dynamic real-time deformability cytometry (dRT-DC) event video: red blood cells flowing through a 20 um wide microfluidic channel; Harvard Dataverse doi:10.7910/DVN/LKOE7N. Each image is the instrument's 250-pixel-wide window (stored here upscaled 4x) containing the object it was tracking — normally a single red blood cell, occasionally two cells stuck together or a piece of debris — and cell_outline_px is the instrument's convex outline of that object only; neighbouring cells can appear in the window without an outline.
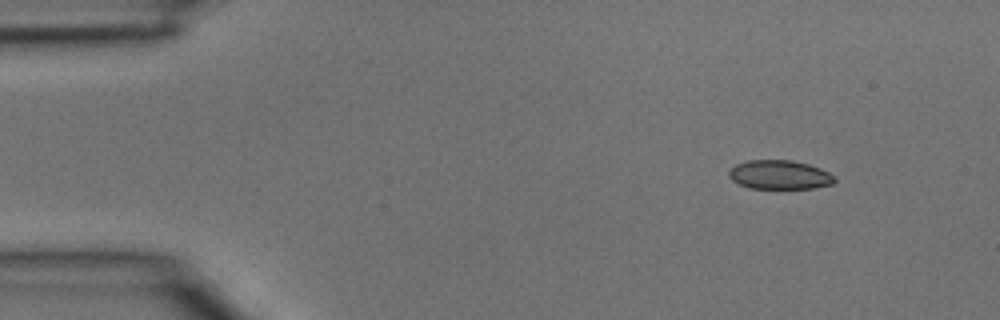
{"species": "common noctule bat (a hibernating species)", "species_latin": "Nyctalus noctula", "temperature_condition": "room temperature", "stored_images_in_passage": 3, "camera_frame_rate_fps": 3000, "um_per_image_px": 0.085, "animal": {"sex": "male", "body_mass_g": 15.6}, "frame": {"image": 1, "passage_image": 1, "time_ms": 0.0, "image_size_px": [1000, 320], "cell_outline_px": [[836, 180], [832, 184], [812, 188], [752, 188], [740, 184], [732, 180], [728, 176], [728, 172], [736, 164], [748, 160], [792, 160], [808, 164], [820, 168], [828, 172]], "centroid_in_image_um": [66.25, 14.85], "position_along_channel_um": 18.8, "area_um2": 17.69}}
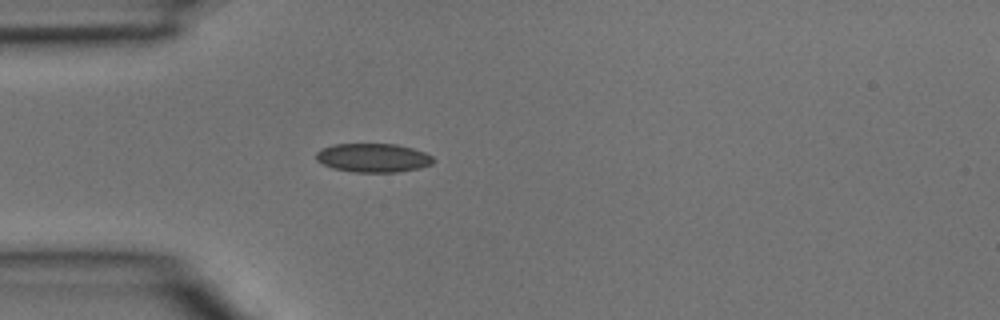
{"frame": {"image": 2, "passage_image": 3, "time_ms": 0.667, "image_size_px": [1000, 320], "cell_outline_px": [[432, 164], [420, 168], [396, 172], [352, 172], [332, 168], [316, 160], [316, 152], [332, 144], [396, 144], [412, 148], [424, 152], [432, 156]], "centroid_in_image_um": [31.7, 13.41], "position_along_channel_um": 53.3, "area_um2": 19.59}}